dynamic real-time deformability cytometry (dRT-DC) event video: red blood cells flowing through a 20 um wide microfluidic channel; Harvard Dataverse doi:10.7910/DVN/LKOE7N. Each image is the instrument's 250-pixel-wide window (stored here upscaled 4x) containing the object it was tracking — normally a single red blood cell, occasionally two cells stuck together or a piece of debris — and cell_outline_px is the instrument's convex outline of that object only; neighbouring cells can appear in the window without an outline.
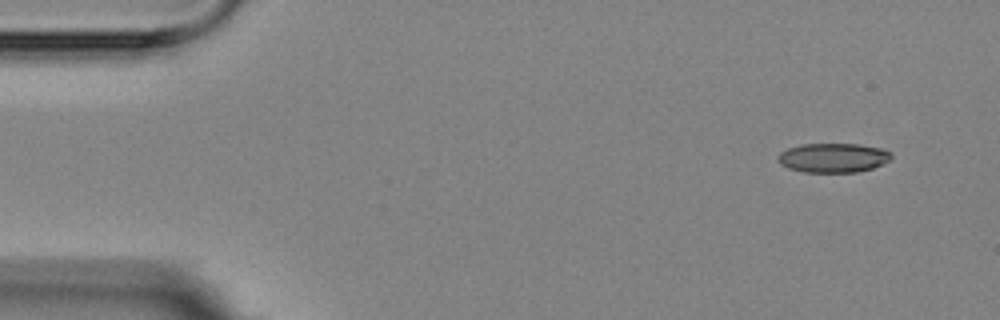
{"species": "Egyptian fruit bat (a non-hibernating species)", "species_latin": "Rousettus aegyptiacus", "temperature_condition": "room temperature", "stored_images_in_passage": 2, "camera_frame_rate_fps": 3000, "um_per_image_px": 0.085, "animal": {"sex": "female"}, "frame": {"image": 1, "passage_image": 2, "time_ms": 2.0, "image_size_px": [1000, 320], "cell_outline_px": [[892, 156], [888, 160], [872, 168], [856, 172], [804, 172], [788, 168], [780, 164], [776, 160], [776, 156], [780, 152], [788, 148], [800, 144], [860, 144], [884, 148], [892, 152]], "centroid_in_image_um": [70.79, 13.4], "position_along_channel_um": 14.2, "area_um2": 19.54}}